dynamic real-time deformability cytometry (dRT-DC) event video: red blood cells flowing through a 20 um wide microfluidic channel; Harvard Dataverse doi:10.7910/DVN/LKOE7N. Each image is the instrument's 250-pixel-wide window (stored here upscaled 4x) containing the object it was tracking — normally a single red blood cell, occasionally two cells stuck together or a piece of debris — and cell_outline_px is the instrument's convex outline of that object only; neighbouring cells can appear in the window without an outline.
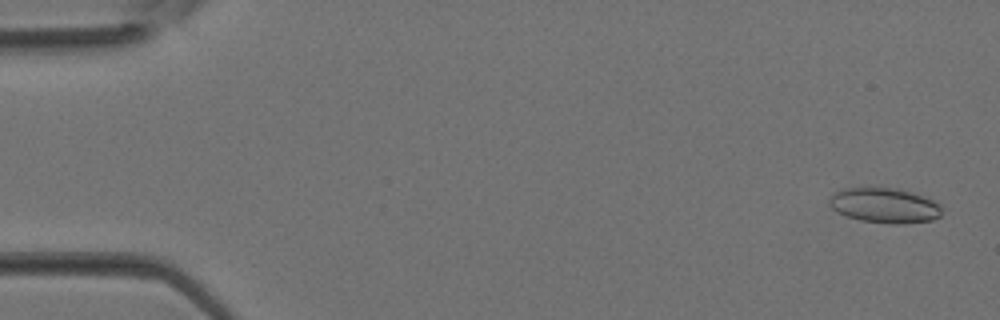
{"species": "Egyptian fruit bat (a non-hibernating species)", "species_latin": "Rousettus aegyptiacus", "temperature_condition": "room temperature", "stored_images_in_passage": 38, "camera_frame_rate_fps": 3000, "um_per_image_px": 0.085, "animal": {"sex": "female"}, "frame": {"image": 1, "passage_image": 2, "time_ms": 0.333, "image_size_px": [1000, 320], "cell_outline_px": [[940, 216], [932, 220], [904, 224], [892, 224], [860, 220], [844, 216], [832, 208], [828, 204], [828, 200], [832, 192], [844, 188], [896, 188], [912, 192], [932, 200], [940, 208]], "centroid_in_image_um": [75.11, 17.47], "position_along_channel_um": 9.9, "area_um2": 22.95}}
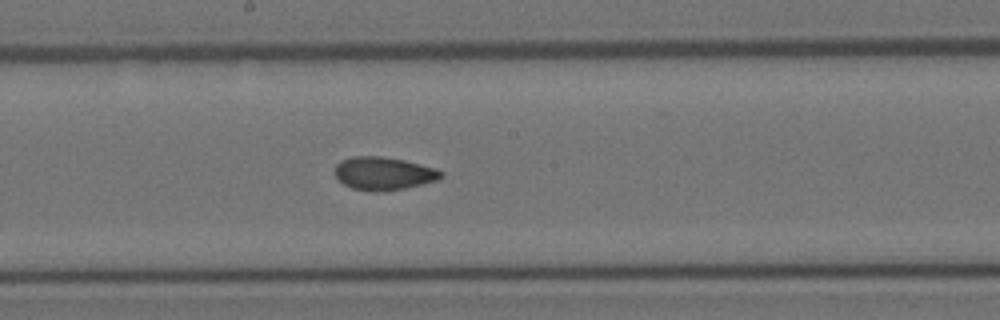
{"frame": {"image": 2, "passage_image": 21, "time_ms": 6.667, "image_size_px": [1000, 320], "cell_outline_px": [[444, 176], [436, 180], [404, 188], [352, 188], [344, 184], [332, 172], [336, 164], [340, 160], [352, 156], [380, 156], [404, 160], [436, 168], [444, 172]], "centroid_in_image_um": [32.59, 14.67], "position_along_channel_um": 215.6, "area_um2": 19.71}}
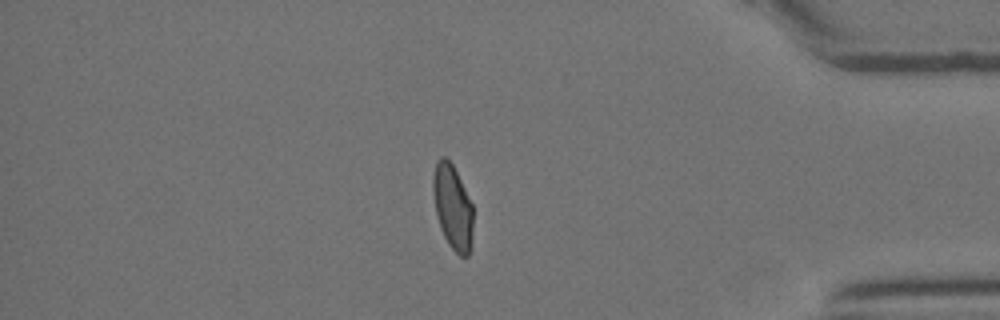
{"frame": {"image": 3, "passage_image": 33, "time_ms": 10.667, "image_size_px": [1000, 320], "cell_outline_px": [[472, 244], [468, 256], [460, 256], [448, 244], [440, 228], [436, 212], [432, 192], [432, 176], [436, 160], [440, 156], [444, 156], [452, 164], [472, 204]], "centroid_in_image_um": [38.45, 17.59], "position_along_channel_um": 396.7, "area_um2": 19.77}}